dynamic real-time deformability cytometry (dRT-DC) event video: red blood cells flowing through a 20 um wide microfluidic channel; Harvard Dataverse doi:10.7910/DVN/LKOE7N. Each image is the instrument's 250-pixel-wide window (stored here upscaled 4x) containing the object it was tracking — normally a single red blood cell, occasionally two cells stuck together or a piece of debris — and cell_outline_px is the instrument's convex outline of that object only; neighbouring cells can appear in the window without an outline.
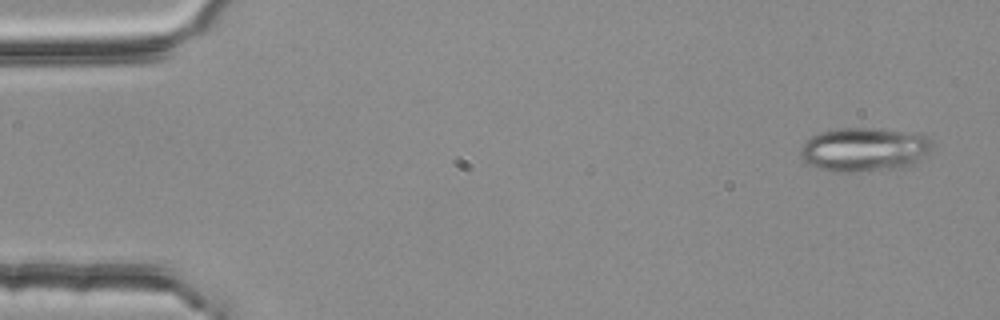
{"species": "common noctule bat (a hibernating species)", "species_latin": "Nyctalus noctula", "temperature_condition": "room temperature", "stored_images_in_passage": 4, "camera_frame_rate_fps": 3000, "um_per_image_px": 0.085, "animal": {"sex": "female", "body_mass_g": 25.1}, "frame": {"image": 1, "passage_image": 1, "time_ms": 0.0, "image_size_px": [1000, 320], "cell_outline_px": [[932, 148], [924, 156], [908, 168], [856, 172], [828, 172], [816, 168], [808, 164], [800, 156], [800, 148], [804, 140], [820, 132], [840, 128], [872, 128], [900, 132], [924, 136], [932, 140]], "centroid_in_image_um": [73.4, 12.74], "position_along_channel_um": 11.6, "area_um2": 33.99}}